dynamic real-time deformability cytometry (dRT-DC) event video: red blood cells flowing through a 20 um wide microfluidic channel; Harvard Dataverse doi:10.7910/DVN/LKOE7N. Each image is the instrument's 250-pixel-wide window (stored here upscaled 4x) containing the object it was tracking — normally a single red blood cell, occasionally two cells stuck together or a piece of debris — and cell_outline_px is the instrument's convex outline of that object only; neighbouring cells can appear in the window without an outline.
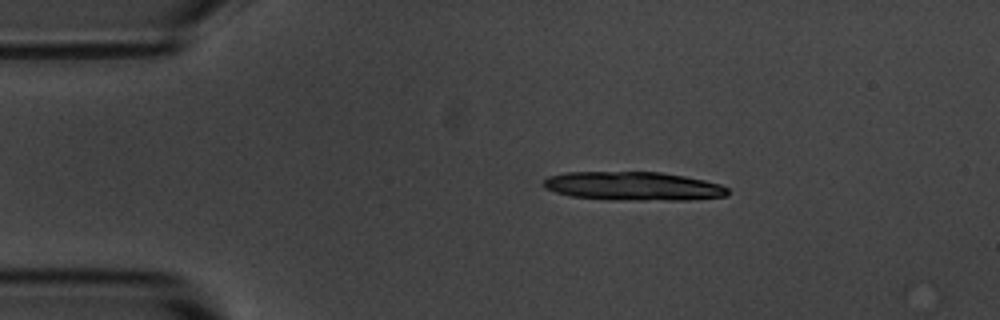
{"species": "common noctule bat (a hibernating species)", "species_latin": "Nyctalus noctula", "temperature_condition": "room temperature", "stored_images_in_passage": 2, "camera_frame_rate_fps": 3000, "um_per_image_px": 0.085, "animal": {"sex": "male", "body_mass_g": 20.1, "forearm_length_mm": 53.5}, "frame": {"image": 1, "passage_image": 1, "time_ms": 0.0, "image_size_px": [1000, 320], "cell_outline_px": [[728, 192], [724, 196], [688, 200], [608, 200], [572, 196], [556, 192], [544, 188], [544, 180], [548, 176], [564, 172], [660, 172], [684, 176], [704, 180], [720, 184], [728, 188]], "centroid_in_image_um": [53.8, 15.82], "position_along_channel_um": 31.2, "area_um2": 30.87}}